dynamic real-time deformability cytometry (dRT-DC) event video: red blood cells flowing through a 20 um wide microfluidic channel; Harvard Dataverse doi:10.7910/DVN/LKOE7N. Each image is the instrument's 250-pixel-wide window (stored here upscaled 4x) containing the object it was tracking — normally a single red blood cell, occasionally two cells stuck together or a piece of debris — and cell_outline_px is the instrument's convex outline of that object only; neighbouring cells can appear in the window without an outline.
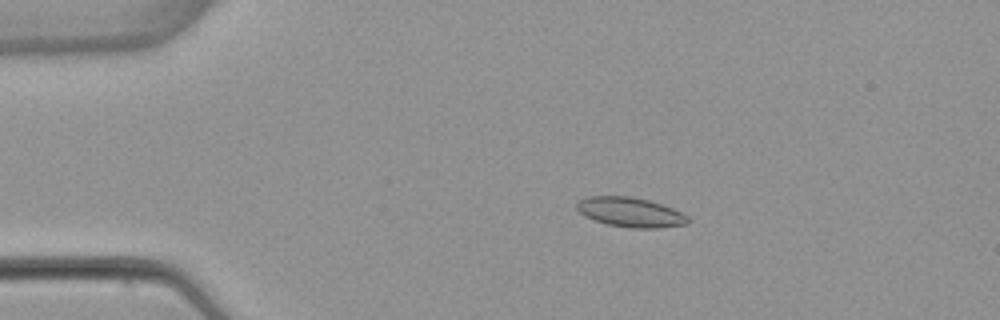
{"species": "common noctule bat (a hibernating species)", "species_latin": "Nyctalus noctula", "temperature_condition": "warm", "stored_images_in_passage": 53, "camera_frame_rate_fps": 3000, "um_per_image_px": 0.085, "animal": {"sex": "female", "body_mass_g": 22.7, "forearm_length_mm": 54.2}, "frame": {"image": 1, "passage_image": 11, "time_ms": 3.333, "image_size_px": [1000, 320], "cell_outline_px": [[688, 224], [656, 228], [632, 228], [608, 224], [584, 216], [576, 208], [576, 204], [580, 200], [588, 196], [632, 196], [648, 200], [672, 208], [688, 216]], "centroid_in_image_um": [53.57, 18.03], "position_along_channel_um": 31.4, "area_um2": 19.02}}
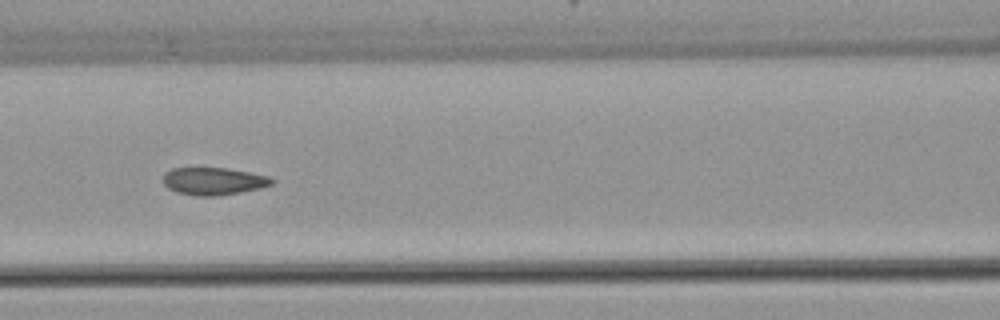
{"frame": {"image": 2, "passage_image": 24, "time_ms": 7.667, "image_size_px": [1000, 320], "cell_outline_px": [[276, 180], [272, 184], [260, 188], [240, 192], [216, 196], [196, 196], [176, 192], [168, 188], [164, 184], [164, 172], [172, 168], [228, 168], [268, 176]], "centroid_in_image_um": [18.14, 15.4], "position_along_channel_um": 148.5, "area_um2": 17.4}}
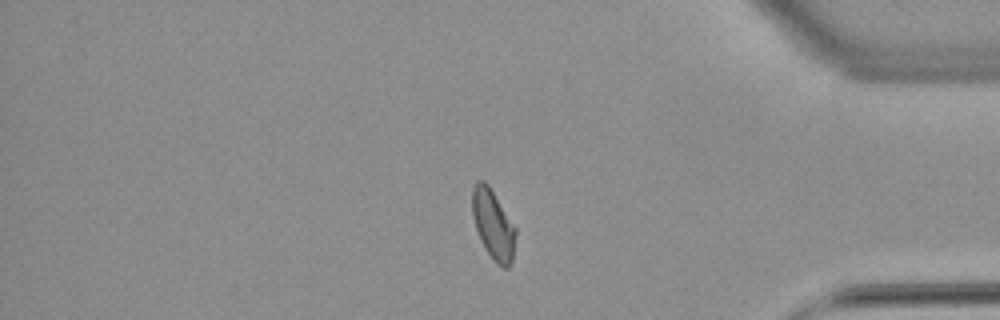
{"frame": {"image": 3, "passage_image": 45, "time_ms": 14.667, "image_size_px": [1000, 320], "cell_outline_px": [[516, 232], [512, 260], [508, 268], [504, 268], [488, 252], [480, 240], [472, 216], [472, 188], [476, 180], [484, 180], [488, 184], [516, 228]], "centroid_in_image_um": [41.9, 19.03], "position_along_channel_um": 393.3, "area_um2": 17.28}, "authors_computed_cell_mechanics": {"area_um2": 17.8602, "velocity_mm_per_s": 3.8769, "shape_relaxation_time_tau1_ms": 11.2601, "shape_relaxation_time_tau2_ms": 1.3775, "deformation_change_tau1": 0.2227, "deformation_change_tau2": 0.0434}}